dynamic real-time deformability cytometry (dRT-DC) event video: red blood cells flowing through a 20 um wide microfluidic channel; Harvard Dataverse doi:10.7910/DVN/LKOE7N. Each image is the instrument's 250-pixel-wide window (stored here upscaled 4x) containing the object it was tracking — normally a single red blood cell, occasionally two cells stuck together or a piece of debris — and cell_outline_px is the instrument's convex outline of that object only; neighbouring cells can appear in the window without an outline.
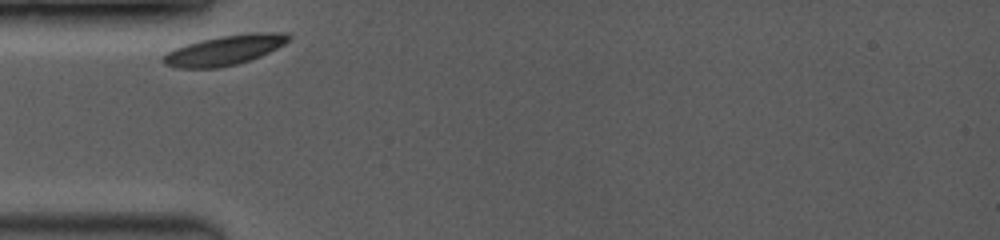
{"species": "common noctule bat (a hibernating species)", "species_latin": "Nyctalus noctula", "temperature_condition": "room temperature", "stored_images_in_passage": 43, "camera_frame_rate_fps": 3500, "um_per_image_px": 0.085, "animal": {"sex": "female", "body_mass_g": 19.0, "forearm_length_mm": 53.3}, "frame": {"image": 1, "passage_image": 1, "time_ms": 0.0, "image_size_px": [1000, 240], "cell_outline_px": [[292, 36], [284, 44], [260, 56], [236, 64], [220, 68], [176, 68], [164, 64], [160, 60], [160, 56], [176, 48], [200, 40], [220, 36], [248, 32], [288, 32]], "centroid_in_image_um": [19.08, 4.26], "position_along_channel_um": 65.9, "area_um2": 21.91}}
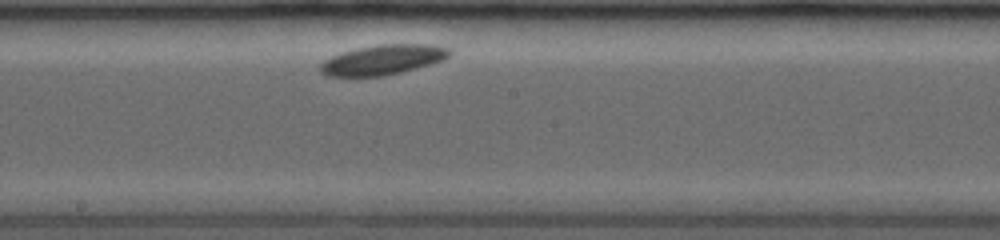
{"frame": {"image": 2, "passage_image": 18, "time_ms": 4.286, "image_size_px": [1000, 240], "cell_outline_px": [[452, 52], [444, 60], [416, 68], [384, 76], [328, 76], [320, 68], [320, 64], [324, 60], [332, 56], [356, 48], [376, 44], [436, 44], [448, 48]], "centroid_in_image_um": [32.59, 5.06], "position_along_channel_um": 215.6, "area_um2": 22.43}}
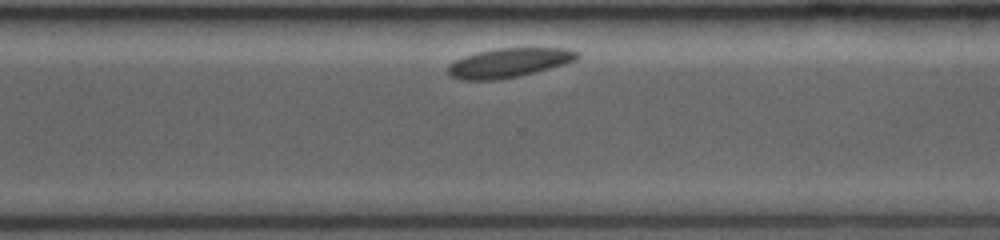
{"frame": {"image": 3, "passage_image": 42, "time_ms": 7.429, "image_size_px": [1000, 240], "cell_outline_px": [[580, 56], [576, 60], [564, 64], [516, 76], [496, 80], [460, 80], [448, 76], [448, 64], [464, 56], [476, 52], [496, 48], [568, 48], [580, 52]], "centroid_in_image_um": [43.23, 5.32], "position_along_channel_um": 327.4, "area_um2": 22.02}}